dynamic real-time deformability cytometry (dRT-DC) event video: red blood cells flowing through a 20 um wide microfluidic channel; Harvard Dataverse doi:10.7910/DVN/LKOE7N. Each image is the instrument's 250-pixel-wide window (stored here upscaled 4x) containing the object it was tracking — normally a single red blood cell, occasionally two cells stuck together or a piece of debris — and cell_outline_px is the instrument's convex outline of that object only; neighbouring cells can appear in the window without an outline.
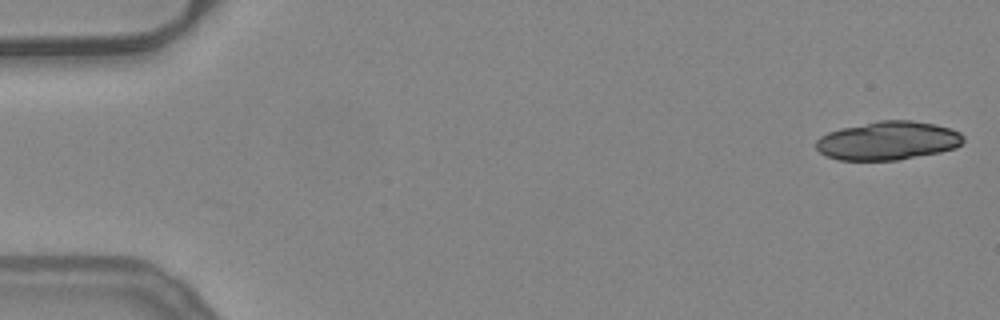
{"species": "common noctule bat (a hibernating species)", "species_latin": "Nyctalus noctula", "temperature_condition": "warm", "stored_images_in_passage": 22, "camera_frame_rate_fps": 3000, "um_per_image_px": 0.085, "animal": {"sex": "female", "body_mass_g": 24.6, "forearm_length_mm": 56.2}, "frame": {"image": 1, "passage_image": 1, "time_ms": 0.0, "image_size_px": [1000, 320], "cell_outline_px": [[964, 144], [956, 148], [940, 152], [896, 160], [840, 160], [824, 156], [816, 148], [816, 140], [820, 136], [828, 132], [840, 128], [880, 120], [912, 120], [936, 124], [960, 132], [964, 136]], "centroid_in_image_um": [75.48, 11.95], "position_along_channel_um": 9.5, "area_um2": 33.35}}